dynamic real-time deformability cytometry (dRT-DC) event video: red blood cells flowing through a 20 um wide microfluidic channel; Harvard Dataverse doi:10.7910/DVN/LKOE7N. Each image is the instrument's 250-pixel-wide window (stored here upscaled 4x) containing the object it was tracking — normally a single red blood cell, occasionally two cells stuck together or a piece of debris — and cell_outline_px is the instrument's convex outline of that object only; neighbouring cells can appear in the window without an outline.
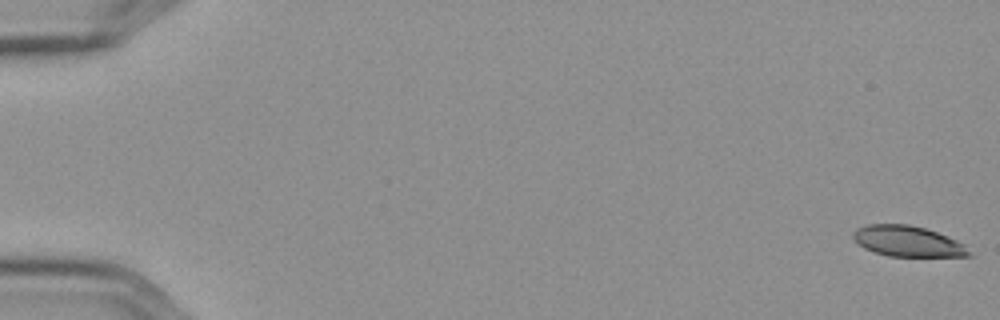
{"species": "Egyptian fruit bat (a non-hibernating species)", "species_latin": "Rousettus aegyptiacus", "temperature_condition": "cold", "stored_images_in_passage": 19, "camera_frame_rate_fps": 3000, "um_per_image_px": 0.085, "frame": {"image": 1, "passage_image": 1, "time_ms": 0.0, "image_size_px": [1000, 320], "cell_outline_px": [[972, 256], [888, 256], [864, 248], [852, 236], [852, 232], [856, 228], [868, 224], [908, 224], [924, 228], [936, 232], [956, 240], [964, 244], [972, 252]], "centroid_in_image_um": [77.16, 20.5], "position_along_channel_um": 7.8, "area_um2": 20.58}}
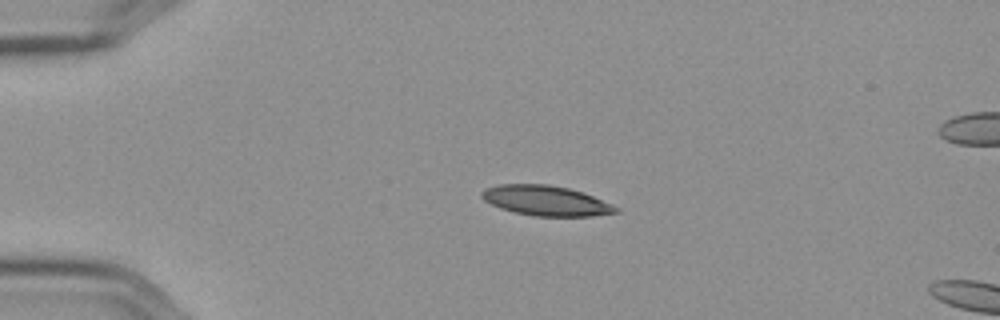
{"frame": {"image": 2, "passage_image": 14, "time_ms": 4.333, "image_size_px": [1000, 320], "cell_outline_px": [[620, 212], [592, 216], [536, 216], [516, 212], [500, 208], [484, 200], [480, 196], [480, 192], [484, 188], [500, 184], [548, 184], [568, 188], [592, 196], [620, 208]], "centroid_in_image_um": [46.38, 17.05], "position_along_channel_um": 38.6, "area_um2": 23.35}}